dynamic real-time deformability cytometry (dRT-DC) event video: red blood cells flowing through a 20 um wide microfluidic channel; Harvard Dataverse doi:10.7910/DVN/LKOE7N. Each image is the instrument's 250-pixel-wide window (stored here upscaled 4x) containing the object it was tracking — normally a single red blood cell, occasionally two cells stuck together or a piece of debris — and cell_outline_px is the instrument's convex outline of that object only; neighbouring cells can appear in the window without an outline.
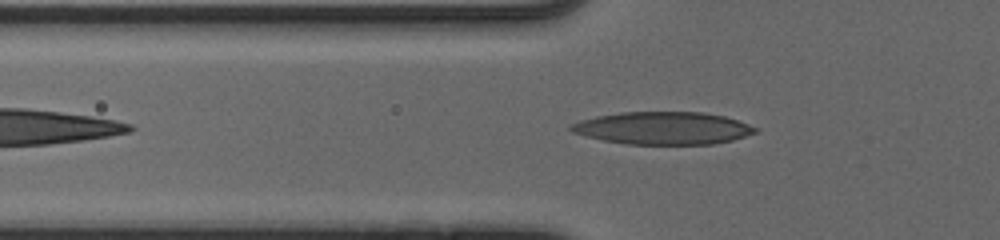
{"species": "human", "species_latin": "Homo sapiens", "temperature_condition": "cold", "stored_images_in_passage": 37, "camera_frame_rate_fps": 3000, "um_per_image_px": 0.085, "donor": {"sex": "male"}, "frame": {"image": 1, "passage_image": 5, "time_ms": 1.333, "image_size_px": [1000, 240], "cell_outline_px": [[756, 132], [732, 140], [712, 144], [628, 144], [604, 140], [584, 136], [572, 132], [568, 128], [568, 124], [580, 120], [596, 116], [620, 112], [700, 112], [724, 116], [748, 124], [756, 128]], "centroid_in_image_um": [56.28, 10.89], "position_along_channel_um": 69.5, "area_um2": 34.85}}
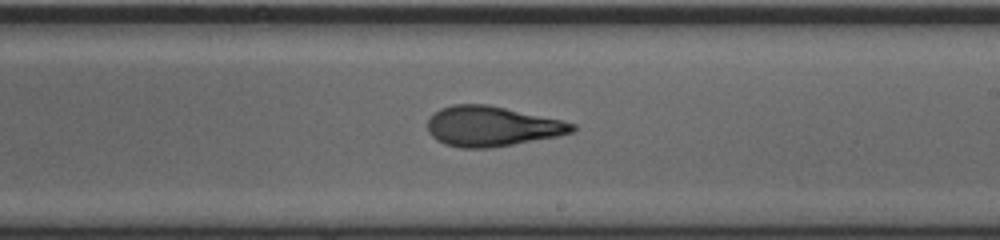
{"frame": {"image": 2, "passage_image": 18, "time_ms": 5.667, "image_size_px": [1000, 240], "cell_outline_px": [[576, 128], [572, 132], [556, 136], [492, 148], [460, 148], [444, 144], [436, 140], [428, 132], [428, 120], [440, 108], [452, 104], [488, 104], [560, 120], [576, 124]], "centroid_in_image_um": [41.77, 10.74], "position_along_channel_um": 247.2, "area_um2": 33.58}}
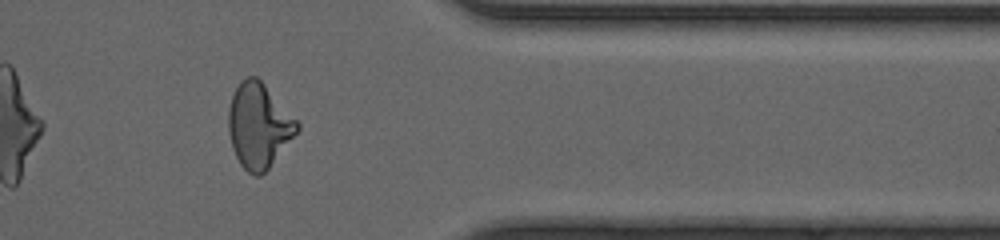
{"frame": {"image": 3, "passage_image": 29, "time_ms": 9.333, "image_size_px": [1000, 240], "cell_outline_px": [[300, 128], [268, 168], [260, 176], [256, 176], [248, 172], [240, 164], [232, 148], [228, 132], [228, 108], [232, 96], [240, 80], [248, 76], [256, 76], [264, 84], [300, 124]], "centroid_in_image_um": [21.96, 10.67], "position_along_channel_um": 389.4, "area_um2": 33.47}, "authors_computed_cell_mechanics": {"area_um2": 33.4662, "velocity_mm_per_s": 4.17, "shape_relaxation_time_tau1_ms": 5.7354, "shape_relaxation_time_tau2_ms": 1.6144, "deformation_change_tau1": 0.2324, "deformation_change_tau2": 0.1074}}